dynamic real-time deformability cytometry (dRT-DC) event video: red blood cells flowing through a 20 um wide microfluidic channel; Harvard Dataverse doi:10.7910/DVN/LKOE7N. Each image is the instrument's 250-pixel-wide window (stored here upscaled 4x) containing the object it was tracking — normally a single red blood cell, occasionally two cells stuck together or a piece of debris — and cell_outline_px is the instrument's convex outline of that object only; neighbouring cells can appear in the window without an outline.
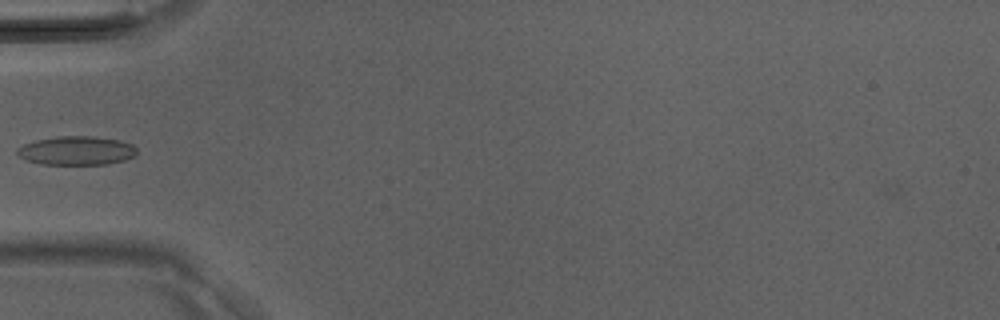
{"species": "Egyptian fruit bat (a non-hibernating species)", "species_latin": "Rousettus aegyptiacus", "temperature_condition": "room temperature", "stored_images_in_passage": 27, "camera_frame_rate_fps": 3000, "um_per_image_px": 0.085, "animal": {"sex": "male"}, "frame": {"image": 1, "passage_image": 1, "time_ms": 0.0, "image_size_px": [1000, 320], "cell_outline_px": [[136, 152], [132, 156], [124, 160], [108, 164], [40, 164], [24, 160], [16, 152], [16, 148], [24, 144], [36, 140], [56, 136], [92, 136], [120, 140], [132, 144], [136, 148]], "centroid_in_image_um": [6.47, 12.8], "position_along_channel_um": 78.5, "area_um2": 20.11}}
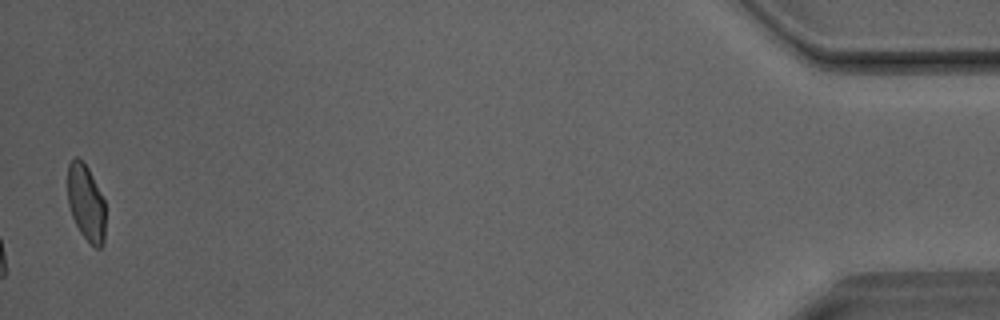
{"frame": {"image": 2, "passage_image": 27, "time_ms": 8.667, "image_size_px": [1000, 320], "cell_outline_px": [[104, 244], [100, 248], [96, 248], [80, 232], [72, 216], [68, 204], [68, 164], [76, 156], [88, 168], [104, 200]], "centroid_in_image_um": [7.31, 17.24], "position_along_channel_um": 427.9, "area_um2": 16.47}}